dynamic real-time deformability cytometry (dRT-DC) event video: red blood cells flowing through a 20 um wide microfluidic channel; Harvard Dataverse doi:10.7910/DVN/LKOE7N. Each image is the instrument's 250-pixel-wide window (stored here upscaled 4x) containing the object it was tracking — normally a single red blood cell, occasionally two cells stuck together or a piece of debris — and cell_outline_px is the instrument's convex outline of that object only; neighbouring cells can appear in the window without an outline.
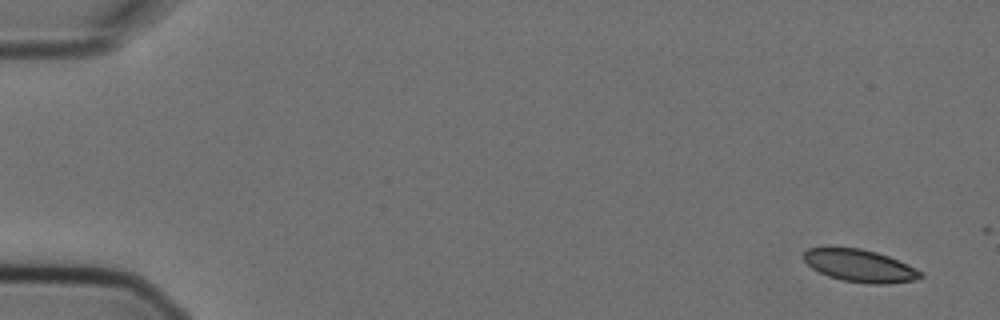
{"species": "Egyptian fruit bat (a non-hibernating species)", "species_latin": "Rousettus aegyptiacus", "temperature_condition": "cold", "stored_images_in_passage": 5, "camera_frame_rate_fps": 3000, "um_per_image_px": 0.085, "animal": {"sex": "female"}, "frame": {"image": 1, "passage_image": 1, "time_ms": 0.0, "image_size_px": [1000, 320], "cell_outline_px": [[924, 276], [916, 280], [888, 284], [872, 284], [844, 280], [828, 276], [812, 268], [804, 260], [804, 252], [808, 248], [860, 248], [876, 252], [888, 256], [924, 272]], "centroid_in_image_um": [73.13, 22.6], "position_along_channel_um": 11.9, "area_um2": 21.85}}